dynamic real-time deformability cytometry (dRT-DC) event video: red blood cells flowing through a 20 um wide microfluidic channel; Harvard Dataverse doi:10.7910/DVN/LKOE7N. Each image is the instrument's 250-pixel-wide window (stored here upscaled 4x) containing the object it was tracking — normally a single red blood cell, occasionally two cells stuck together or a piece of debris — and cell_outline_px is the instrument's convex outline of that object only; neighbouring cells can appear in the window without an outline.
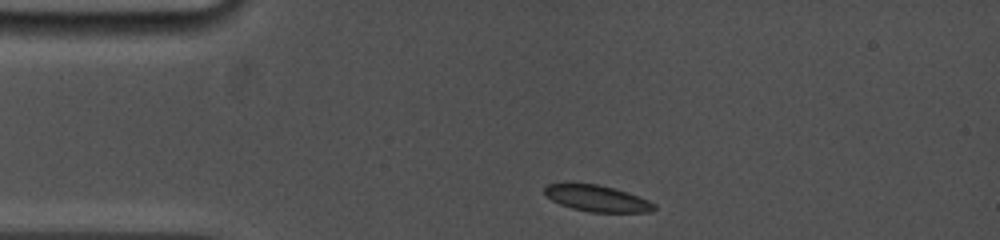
{"species": "common noctule bat (a hibernating species)", "species_latin": "Nyctalus noctula", "temperature_condition": "cold", "stored_images_in_passage": 42, "camera_frame_rate_fps": 5000, "um_per_image_px": 0.085, "animal": {"sex": "female", "body_mass_g": 19.0, "forearm_length_mm": 53.3}, "frame": {"image": 1, "passage_image": 1, "time_ms": 0.0, "image_size_px": [1000, 240], "cell_outline_px": [[656, 208], [652, 212], [592, 212], [572, 208], [560, 204], [552, 200], [544, 192], [544, 188], [548, 184], [596, 184], [628, 192], [648, 200], [656, 204]], "centroid_in_image_um": [50.79, 16.88], "position_along_channel_um": 34.2, "area_um2": 16.53}}
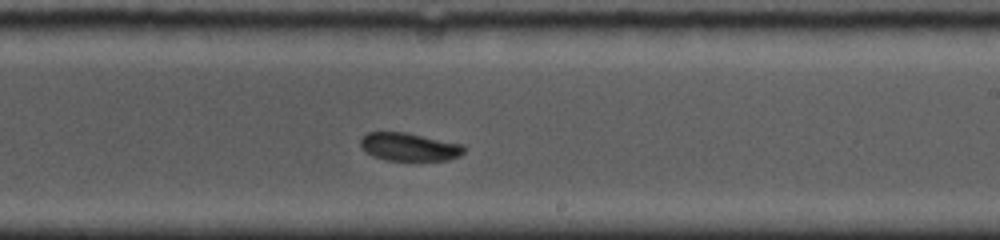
{"frame": {"image": 2, "passage_image": 24, "time_ms": 6.6, "image_size_px": [1000, 240], "cell_outline_px": [[464, 152], [460, 156], [448, 160], [384, 160], [372, 156], [360, 144], [360, 140], [368, 132], [404, 132], [464, 144]], "centroid_in_image_um": [34.81, 12.49], "position_along_channel_um": 254.2, "area_um2": 16.82}}
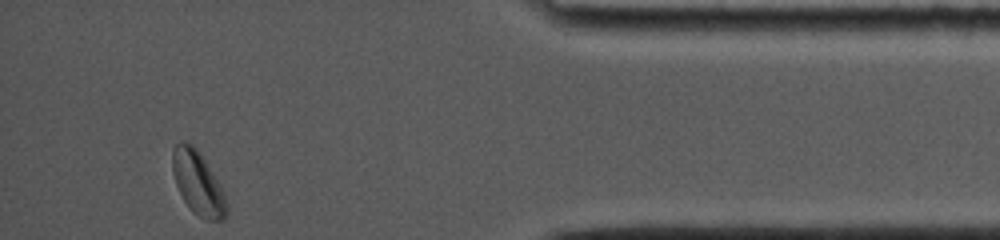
{"frame": {"image": 3, "passage_image": 42, "time_ms": 11.6, "image_size_px": [1000, 240], "cell_outline_px": [[228, 216], [224, 220], [204, 220], [184, 200], [176, 184], [172, 172], [172, 148], [176, 144], [192, 144], [196, 148], [220, 184], [224, 192], [228, 204]], "centroid_in_image_um": [16.86, 15.6], "position_along_channel_um": 418.3, "area_um2": 19.65}, "authors_computed_cell_mechanics": {"area_um2": 18.1781, "velocity_mm_per_s": 3.865, "shape_relaxation_time_tau1_ms": null, "shape_relaxation_time_tau2_ms": 6.5801, "deformation_change_tau1": null, "deformation_change_tau2": 0.0816}}